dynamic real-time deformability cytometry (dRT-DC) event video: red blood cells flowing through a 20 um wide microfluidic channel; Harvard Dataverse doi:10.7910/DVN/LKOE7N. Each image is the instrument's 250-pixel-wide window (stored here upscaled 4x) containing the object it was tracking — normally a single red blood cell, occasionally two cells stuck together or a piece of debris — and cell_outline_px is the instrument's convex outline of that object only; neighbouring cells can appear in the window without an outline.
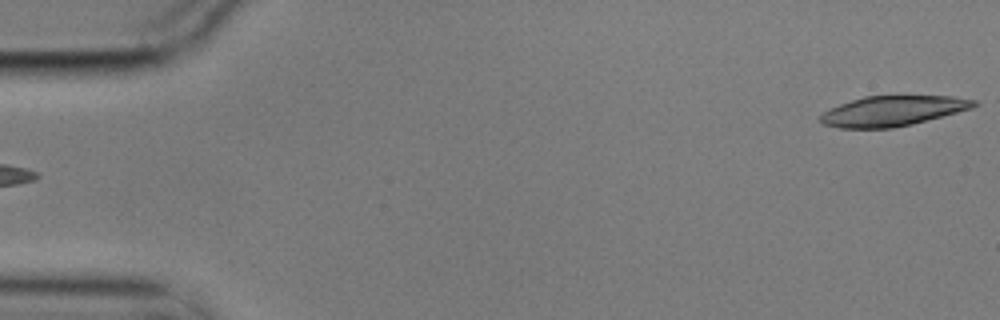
{"species": "common noctule bat (a hibernating species)", "species_latin": "Nyctalus noctula", "temperature_condition": "cold", "stored_images_in_passage": 6, "segment_of_instrument_passage": [2, 2], "camera_frame_rate_fps": 3000, "um_per_image_px": 0.085, "animal": {"sex": "male", "body_mass_g": 17.9}, "frame": {"image": 1, "passage_image": 6, "time_ms": 1.667, "image_size_px": [1000, 320], "cell_outline_px": [[980, 104], [972, 108], [912, 124], [892, 128], [840, 128], [824, 124], [820, 120], [820, 116], [824, 112], [840, 104], [864, 96], [952, 96], [976, 100]], "centroid_in_image_um": [75.91, 9.43], "position_along_channel_um": 9.1, "area_um2": 26.7}}